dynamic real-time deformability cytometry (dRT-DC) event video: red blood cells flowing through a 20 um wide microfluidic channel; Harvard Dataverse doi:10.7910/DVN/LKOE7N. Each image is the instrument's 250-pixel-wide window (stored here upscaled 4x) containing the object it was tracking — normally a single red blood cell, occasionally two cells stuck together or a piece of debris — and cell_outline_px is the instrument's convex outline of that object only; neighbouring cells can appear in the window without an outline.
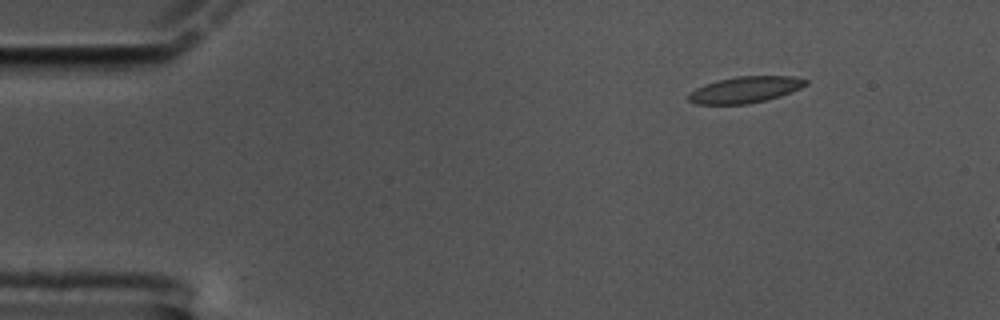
{"species": "common noctule bat (a hibernating species)", "species_latin": "Nyctalus noctula", "temperature_condition": "cold", "stored_images_in_passage": 8, "camera_frame_rate_fps": 3000, "um_per_image_px": 0.085, "animal": {"sex": "male", "body_mass_g": 17.5, "forearm_length_mm": 52.3}, "frame": {"image": 1, "passage_image": 1, "time_ms": 0.0, "image_size_px": [1000, 320], "cell_outline_px": [[804, 84], [784, 92], [772, 96], [756, 100], [728, 104], [712, 104], [728, 80], [804, 80]], "centroid_in_image_um": [64.04, 7.66], "position_along_channel_um": 21.0, "area_um2": 10.29}}